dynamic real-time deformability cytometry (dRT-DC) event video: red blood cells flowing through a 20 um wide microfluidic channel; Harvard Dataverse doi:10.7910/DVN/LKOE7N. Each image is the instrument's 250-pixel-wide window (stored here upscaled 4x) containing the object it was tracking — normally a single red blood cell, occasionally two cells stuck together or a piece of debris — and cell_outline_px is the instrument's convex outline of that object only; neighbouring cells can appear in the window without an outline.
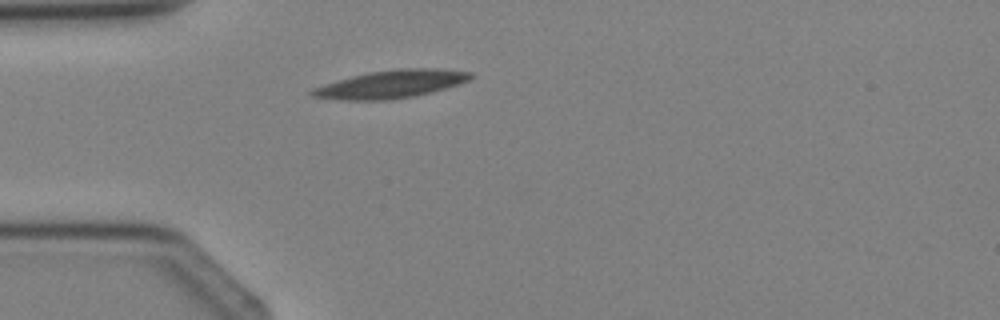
{"species": "Egyptian fruit bat (a non-hibernating species)", "species_latin": "Rousettus aegyptiacus", "temperature_condition": "cold", "stored_images_in_passage": 1, "camera_frame_rate_fps": 3000, "um_per_image_px": 0.085, "animal": {"sex": "female"}, "frame": {"image": 1, "passage_image": 1, "time_ms": 0.0, "image_size_px": [1000, 320], "cell_outline_px": [[472, 76], [468, 80], [444, 88], [416, 96], [392, 100], [340, 100], [312, 96], [308, 92], [312, 88], [324, 84], [352, 76], [368, 72], [400, 68], [436, 68], [472, 72]], "centroid_in_image_um": [33.2, 7.15], "position_along_channel_um": 51.8, "area_um2": 25.66}}